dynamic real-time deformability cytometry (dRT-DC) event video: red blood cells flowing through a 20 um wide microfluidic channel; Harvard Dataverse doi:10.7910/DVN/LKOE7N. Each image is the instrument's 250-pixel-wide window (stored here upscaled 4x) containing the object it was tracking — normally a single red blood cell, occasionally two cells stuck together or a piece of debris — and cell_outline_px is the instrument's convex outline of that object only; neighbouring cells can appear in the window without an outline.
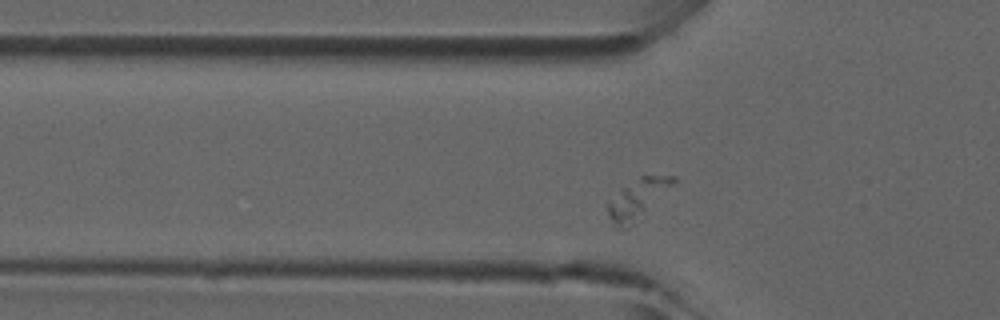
{"species": "common noctule bat (a hibernating species)", "species_latin": "Nyctalus noctula", "temperature_condition": "room temperature", "stored_images_in_passage": 28, "camera_frame_rate_fps": 3000, "um_per_image_px": 0.085, "animal": {"sex": "male", "forearm_length_mm": 52.5}, "frame": {"image": 1, "passage_image": 4, "time_ms": 1.0, "image_size_px": [1000, 320], "cell_outline_px": [[676, 180], [636, 224], [624, 228], [620, 228], [608, 216], [608, 204], [620, 188], [640, 176], [676, 176]], "centroid_in_image_um": [54.18, 16.92], "position_along_channel_um": 71.6, "area_um2": 14.74}}
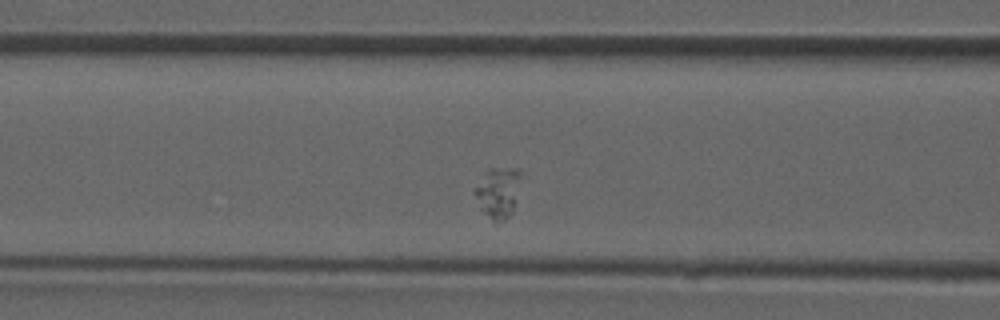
{"frame": {"image": 2, "passage_image": 8, "time_ms": 2.333, "image_size_px": [1000, 320], "cell_outline_px": [[520, 176], [512, 212], [508, 216], [496, 224], [480, 208], [472, 192], [484, 172], [488, 168], [520, 168]], "centroid_in_image_um": [42.28, 16.33], "position_along_channel_um": 124.3, "area_um2": 13.47}}
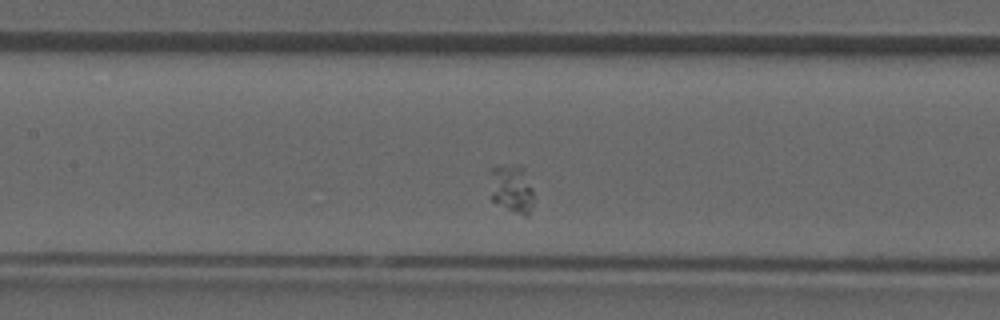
{"frame": {"image": 3, "passage_image": 11, "time_ms": 3.333, "image_size_px": [1000, 320], "cell_outline_px": [[532, 208], [528, 216], [524, 216], [492, 200], [488, 168], [520, 168], [524, 172], [532, 188]], "centroid_in_image_um": [43.47, 16.1], "position_along_channel_um": 163.9, "area_um2": 11.62}}